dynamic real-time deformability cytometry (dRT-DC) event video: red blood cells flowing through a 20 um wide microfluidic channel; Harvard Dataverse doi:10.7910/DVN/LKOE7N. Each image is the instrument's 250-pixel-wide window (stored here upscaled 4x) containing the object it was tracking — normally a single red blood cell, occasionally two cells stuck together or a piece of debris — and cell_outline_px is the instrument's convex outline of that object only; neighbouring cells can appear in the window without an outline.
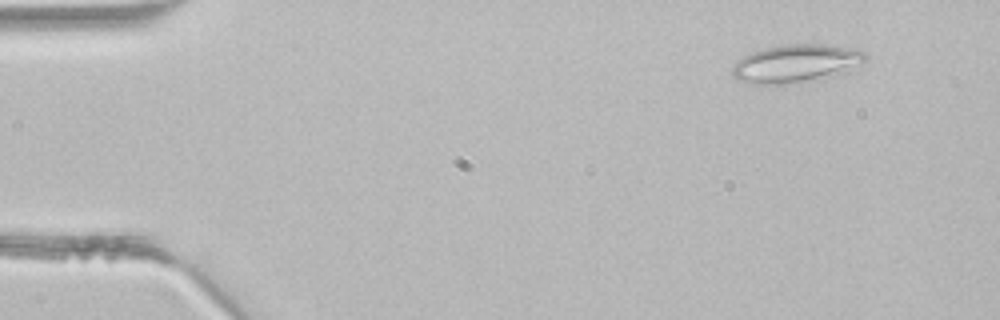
{"species": "common noctule bat (a hibernating species)", "species_latin": "Nyctalus noctula", "temperature_condition": "room temperature", "stored_images_in_passage": 3, "camera_frame_rate_fps": 3000, "um_per_image_px": 0.085, "animal": {"sex": "male", "body_mass_g": 21.5, "forearm_length_mm": 52.0}, "frame": {"image": 1, "passage_image": 1, "time_ms": 0.0, "image_size_px": [1000, 320], "cell_outline_px": [[868, 56], [864, 60], [844, 72], [836, 76], [812, 80], [780, 84], [752, 84], [736, 80], [732, 76], [732, 68], [736, 60], [752, 52], [764, 48], [784, 44], [828, 44], [864, 52]], "centroid_in_image_um": [67.58, 5.4], "position_along_channel_um": 17.4, "area_um2": 29.36}}